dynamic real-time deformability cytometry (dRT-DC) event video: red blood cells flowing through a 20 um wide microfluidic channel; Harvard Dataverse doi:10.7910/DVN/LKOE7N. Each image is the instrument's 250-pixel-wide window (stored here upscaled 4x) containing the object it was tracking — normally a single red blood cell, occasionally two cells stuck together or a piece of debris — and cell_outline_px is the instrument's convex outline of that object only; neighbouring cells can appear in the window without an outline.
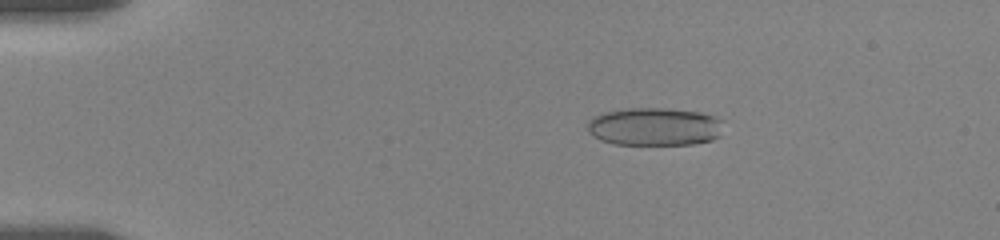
{"species": "human", "species_latin": "Homo sapiens", "temperature_condition": "room temperature", "stored_images_in_passage": 33, "camera_frame_rate_fps": 3000, "um_per_image_px": 0.085, "donor": {"sex": "female"}, "frame": {"image": 1, "passage_image": 9, "time_ms": 3.333, "image_size_px": [1000, 240], "cell_outline_px": [[724, 120], [720, 136], [712, 140], [692, 144], [612, 144], [600, 140], [592, 136], [588, 132], [588, 120], [592, 116], [604, 112], [628, 108], [664, 108], [700, 112], [716, 116]], "centroid_in_image_um": [55.64, 10.76], "position_along_channel_um": 29.4, "area_um2": 30.52}}
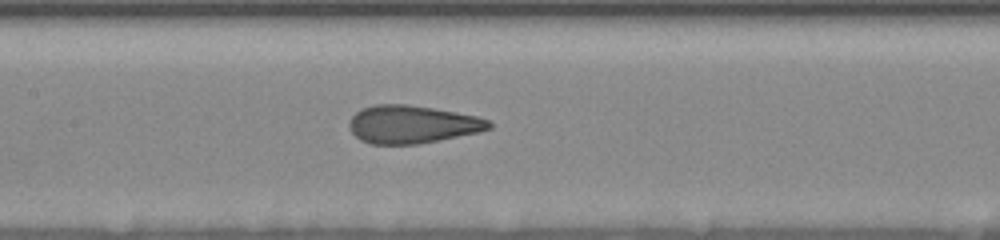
{"frame": {"image": 2, "passage_image": 24, "time_ms": 9.333, "image_size_px": [1000, 240], "cell_outline_px": [[492, 128], [480, 132], [416, 144], [372, 144], [360, 140], [348, 128], [348, 124], [352, 116], [360, 108], [376, 104], [408, 104], [432, 108], [476, 116], [488, 120], [492, 124]], "centroid_in_image_um": [35.0, 10.56], "position_along_channel_um": 172.4, "area_um2": 30.81}}
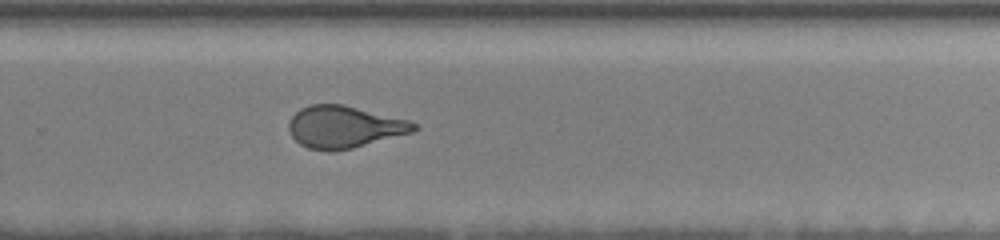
{"frame": {"image": 3, "passage_image": 33, "time_ms": 13.0, "image_size_px": [1000, 240], "cell_outline_px": [[420, 128], [412, 132], [352, 148], [332, 152], [328, 152], [308, 148], [300, 144], [292, 136], [288, 128], [288, 120], [300, 108], [308, 104], [344, 104], [408, 120], [416, 124]], "centroid_in_image_um": [29.22, 10.78], "position_along_channel_um": 300.6, "area_um2": 30.75}}